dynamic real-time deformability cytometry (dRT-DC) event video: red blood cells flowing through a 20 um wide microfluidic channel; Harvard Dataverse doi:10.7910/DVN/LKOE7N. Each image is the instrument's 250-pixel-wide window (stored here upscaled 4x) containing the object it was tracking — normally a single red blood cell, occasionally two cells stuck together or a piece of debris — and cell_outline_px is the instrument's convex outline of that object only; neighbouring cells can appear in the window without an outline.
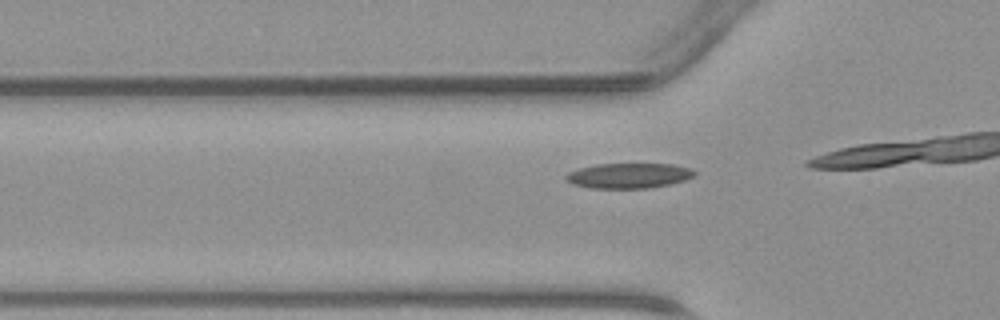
{"species": "common noctule bat (a hibernating species)", "species_latin": "Nyctalus noctula", "temperature_condition": "warm", "stored_images_in_passage": 14, "camera_frame_rate_fps": 3000, "um_per_image_px": 0.085, "animal": {"sex": "male", "body_mass_g": 23.1, "forearm_length_mm": 52.7}, "frame": {"image": 1, "passage_image": 12, "time_ms": 3.667, "image_size_px": [1000, 320], "cell_outline_px": [[696, 172], [692, 176], [684, 180], [672, 184], [648, 188], [588, 188], [572, 184], [564, 180], [564, 176], [568, 172], [580, 168], [596, 164], [672, 164], [692, 168]], "centroid_in_image_um": [53.41, 14.93], "position_along_channel_um": 72.4, "area_um2": 18.96}}